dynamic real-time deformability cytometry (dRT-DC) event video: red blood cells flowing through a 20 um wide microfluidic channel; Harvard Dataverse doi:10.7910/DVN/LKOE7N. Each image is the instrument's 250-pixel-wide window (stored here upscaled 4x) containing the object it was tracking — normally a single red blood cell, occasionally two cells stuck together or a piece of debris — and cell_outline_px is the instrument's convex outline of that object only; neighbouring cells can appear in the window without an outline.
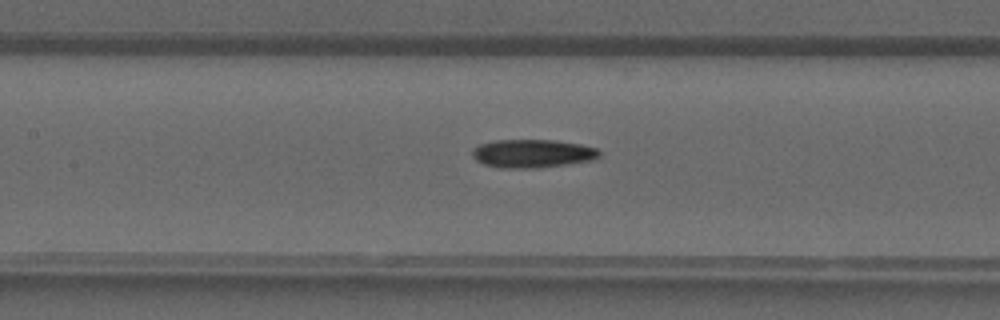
{"species": "common noctule bat (a hibernating species)", "species_latin": "Nyctalus noctula", "temperature_condition": "warm", "stored_images_in_passage": 30, "camera_frame_rate_fps": 3000, "um_per_image_px": 0.085, "animal": {"sex": "male", "forearm_length_mm": 52.5}, "frame": {"image": 1, "passage_image": 9, "time_ms": 2.667, "image_size_px": [1000, 320], "cell_outline_px": [[600, 156], [592, 160], [536, 168], [500, 168], [484, 164], [476, 160], [472, 156], [472, 148], [480, 144], [496, 140], [556, 140], [580, 144], [596, 148], [600, 152]], "centroid_in_image_um": [45.23, 13.04], "position_along_channel_um": 162.2, "area_um2": 20.92}}
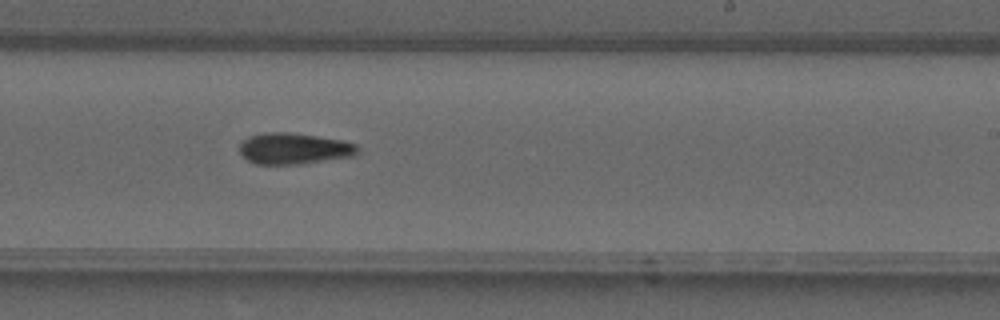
{"frame": {"image": 2, "passage_image": 15, "time_ms": 4.667, "image_size_px": [1000, 320], "cell_outline_px": [[360, 152], [352, 156], [296, 164], [256, 164], [248, 160], [240, 152], [240, 144], [248, 136], [264, 132], [288, 132], [344, 140], [356, 144], [360, 148]], "centroid_in_image_um": [25.0, 12.61], "position_along_channel_um": 264.0, "area_um2": 21.39}}
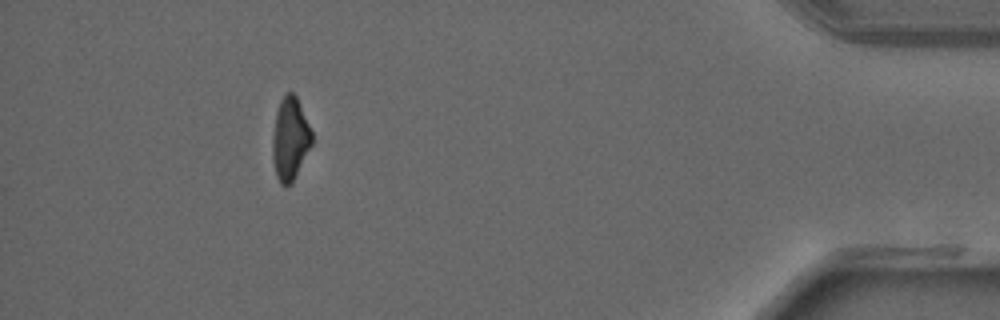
{"frame": {"image": 3, "passage_image": 27, "time_ms": 8.667, "image_size_px": [1000, 320], "cell_outline_px": [[312, 144], [292, 184], [288, 188], [284, 188], [280, 184], [276, 176], [272, 160], [272, 140], [276, 112], [280, 100], [288, 92], [292, 92], [296, 96], [312, 132]], "centroid_in_image_um": [24.64, 11.88], "position_along_channel_um": 410.6, "area_um2": 19.13}}